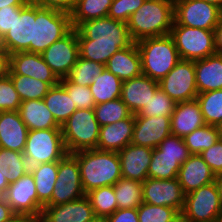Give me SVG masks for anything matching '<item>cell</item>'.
<instances>
[{"label": "cell", "instance_id": "obj_1", "mask_svg": "<svg viewBox=\"0 0 222 222\" xmlns=\"http://www.w3.org/2000/svg\"><path fill=\"white\" fill-rule=\"evenodd\" d=\"M76 29L79 56L103 65L113 54L133 43L127 23L109 16L85 21Z\"/></svg>", "mask_w": 222, "mask_h": 222}, {"label": "cell", "instance_id": "obj_2", "mask_svg": "<svg viewBox=\"0 0 222 222\" xmlns=\"http://www.w3.org/2000/svg\"><path fill=\"white\" fill-rule=\"evenodd\" d=\"M73 155L79 164L85 194L103 186H113L122 178L118 152L91 149Z\"/></svg>", "mask_w": 222, "mask_h": 222}, {"label": "cell", "instance_id": "obj_3", "mask_svg": "<svg viewBox=\"0 0 222 222\" xmlns=\"http://www.w3.org/2000/svg\"><path fill=\"white\" fill-rule=\"evenodd\" d=\"M174 22V2L145 0L128 22L129 35L133 42L170 34Z\"/></svg>", "mask_w": 222, "mask_h": 222}, {"label": "cell", "instance_id": "obj_4", "mask_svg": "<svg viewBox=\"0 0 222 222\" xmlns=\"http://www.w3.org/2000/svg\"><path fill=\"white\" fill-rule=\"evenodd\" d=\"M136 44L141 57L142 74L158 82L181 59L170 34L145 38Z\"/></svg>", "mask_w": 222, "mask_h": 222}, {"label": "cell", "instance_id": "obj_5", "mask_svg": "<svg viewBox=\"0 0 222 222\" xmlns=\"http://www.w3.org/2000/svg\"><path fill=\"white\" fill-rule=\"evenodd\" d=\"M72 29L69 13L44 8L33 1V42H31V53L41 54Z\"/></svg>", "mask_w": 222, "mask_h": 222}, {"label": "cell", "instance_id": "obj_6", "mask_svg": "<svg viewBox=\"0 0 222 222\" xmlns=\"http://www.w3.org/2000/svg\"><path fill=\"white\" fill-rule=\"evenodd\" d=\"M67 153L97 148L100 125L94 109H77L61 126Z\"/></svg>", "mask_w": 222, "mask_h": 222}, {"label": "cell", "instance_id": "obj_7", "mask_svg": "<svg viewBox=\"0 0 222 222\" xmlns=\"http://www.w3.org/2000/svg\"><path fill=\"white\" fill-rule=\"evenodd\" d=\"M23 154L29 167L61 160L67 154L61 128L29 130Z\"/></svg>", "mask_w": 222, "mask_h": 222}, {"label": "cell", "instance_id": "obj_8", "mask_svg": "<svg viewBox=\"0 0 222 222\" xmlns=\"http://www.w3.org/2000/svg\"><path fill=\"white\" fill-rule=\"evenodd\" d=\"M181 216L186 222H222V200L216 183L186 194Z\"/></svg>", "mask_w": 222, "mask_h": 222}, {"label": "cell", "instance_id": "obj_9", "mask_svg": "<svg viewBox=\"0 0 222 222\" xmlns=\"http://www.w3.org/2000/svg\"><path fill=\"white\" fill-rule=\"evenodd\" d=\"M170 35L183 60L195 61L216 53L213 30L172 25Z\"/></svg>", "mask_w": 222, "mask_h": 222}, {"label": "cell", "instance_id": "obj_10", "mask_svg": "<svg viewBox=\"0 0 222 222\" xmlns=\"http://www.w3.org/2000/svg\"><path fill=\"white\" fill-rule=\"evenodd\" d=\"M51 200L45 206H57L84 197L77 158L67 153L58 161V174Z\"/></svg>", "mask_w": 222, "mask_h": 222}, {"label": "cell", "instance_id": "obj_11", "mask_svg": "<svg viewBox=\"0 0 222 222\" xmlns=\"http://www.w3.org/2000/svg\"><path fill=\"white\" fill-rule=\"evenodd\" d=\"M222 10L204 0H175L173 25L214 30Z\"/></svg>", "mask_w": 222, "mask_h": 222}, {"label": "cell", "instance_id": "obj_12", "mask_svg": "<svg viewBox=\"0 0 222 222\" xmlns=\"http://www.w3.org/2000/svg\"><path fill=\"white\" fill-rule=\"evenodd\" d=\"M158 83L160 89L176 103L196 99L199 93L195 80V61L180 59Z\"/></svg>", "mask_w": 222, "mask_h": 222}, {"label": "cell", "instance_id": "obj_13", "mask_svg": "<svg viewBox=\"0 0 222 222\" xmlns=\"http://www.w3.org/2000/svg\"><path fill=\"white\" fill-rule=\"evenodd\" d=\"M15 214L29 219H40L43 208L38 204L34 177L30 171L17 181L9 183L3 195Z\"/></svg>", "mask_w": 222, "mask_h": 222}, {"label": "cell", "instance_id": "obj_14", "mask_svg": "<svg viewBox=\"0 0 222 222\" xmlns=\"http://www.w3.org/2000/svg\"><path fill=\"white\" fill-rule=\"evenodd\" d=\"M41 55L59 79L66 78L79 57L77 29L73 28L62 39L51 44Z\"/></svg>", "mask_w": 222, "mask_h": 222}, {"label": "cell", "instance_id": "obj_15", "mask_svg": "<svg viewBox=\"0 0 222 222\" xmlns=\"http://www.w3.org/2000/svg\"><path fill=\"white\" fill-rule=\"evenodd\" d=\"M143 202L155 206H168L180 213L184 207L185 194L178 178H147L142 183Z\"/></svg>", "mask_w": 222, "mask_h": 222}, {"label": "cell", "instance_id": "obj_16", "mask_svg": "<svg viewBox=\"0 0 222 222\" xmlns=\"http://www.w3.org/2000/svg\"><path fill=\"white\" fill-rule=\"evenodd\" d=\"M31 42H33V0L21 6L20 11H15L14 23L0 40V46L10 55L16 52H31Z\"/></svg>", "mask_w": 222, "mask_h": 222}, {"label": "cell", "instance_id": "obj_17", "mask_svg": "<svg viewBox=\"0 0 222 222\" xmlns=\"http://www.w3.org/2000/svg\"><path fill=\"white\" fill-rule=\"evenodd\" d=\"M171 116H140L135 114V126L132 144L156 148L166 137L171 135Z\"/></svg>", "mask_w": 222, "mask_h": 222}, {"label": "cell", "instance_id": "obj_18", "mask_svg": "<svg viewBox=\"0 0 222 222\" xmlns=\"http://www.w3.org/2000/svg\"><path fill=\"white\" fill-rule=\"evenodd\" d=\"M8 74H21L43 82H60L39 53L16 52L10 54Z\"/></svg>", "mask_w": 222, "mask_h": 222}, {"label": "cell", "instance_id": "obj_19", "mask_svg": "<svg viewBox=\"0 0 222 222\" xmlns=\"http://www.w3.org/2000/svg\"><path fill=\"white\" fill-rule=\"evenodd\" d=\"M153 149L132 143L118 152L122 178L144 182L148 178V169Z\"/></svg>", "mask_w": 222, "mask_h": 222}, {"label": "cell", "instance_id": "obj_20", "mask_svg": "<svg viewBox=\"0 0 222 222\" xmlns=\"http://www.w3.org/2000/svg\"><path fill=\"white\" fill-rule=\"evenodd\" d=\"M95 217L89 198L84 197L57 206H44L43 222H89Z\"/></svg>", "mask_w": 222, "mask_h": 222}, {"label": "cell", "instance_id": "obj_21", "mask_svg": "<svg viewBox=\"0 0 222 222\" xmlns=\"http://www.w3.org/2000/svg\"><path fill=\"white\" fill-rule=\"evenodd\" d=\"M158 88V81L141 74L123 81L120 99L135 115L143 109Z\"/></svg>", "mask_w": 222, "mask_h": 222}, {"label": "cell", "instance_id": "obj_22", "mask_svg": "<svg viewBox=\"0 0 222 222\" xmlns=\"http://www.w3.org/2000/svg\"><path fill=\"white\" fill-rule=\"evenodd\" d=\"M177 178L186 195L202 186L213 183L215 174L199 154H191L181 165Z\"/></svg>", "mask_w": 222, "mask_h": 222}, {"label": "cell", "instance_id": "obj_23", "mask_svg": "<svg viewBox=\"0 0 222 222\" xmlns=\"http://www.w3.org/2000/svg\"><path fill=\"white\" fill-rule=\"evenodd\" d=\"M134 126V114L116 123L101 126L96 149L119 152L132 142Z\"/></svg>", "mask_w": 222, "mask_h": 222}, {"label": "cell", "instance_id": "obj_24", "mask_svg": "<svg viewBox=\"0 0 222 222\" xmlns=\"http://www.w3.org/2000/svg\"><path fill=\"white\" fill-rule=\"evenodd\" d=\"M206 125L197 99L178 102L170 117L171 134L181 138Z\"/></svg>", "mask_w": 222, "mask_h": 222}, {"label": "cell", "instance_id": "obj_25", "mask_svg": "<svg viewBox=\"0 0 222 222\" xmlns=\"http://www.w3.org/2000/svg\"><path fill=\"white\" fill-rule=\"evenodd\" d=\"M28 131L18 111L0 112V147L23 152Z\"/></svg>", "mask_w": 222, "mask_h": 222}, {"label": "cell", "instance_id": "obj_26", "mask_svg": "<svg viewBox=\"0 0 222 222\" xmlns=\"http://www.w3.org/2000/svg\"><path fill=\"white\" fill-rule=\"evenodd\" d=\"M195 80L198 93L222 89V54L195 60Z\"/></svg>", "mask_w": 222, "mask_h": 222}, {"label": "cell", "instance_id": "obj_27", "mask_svg": "<svg viewBox=\"0 0 222 222\" xmlns=\"http://www.w3.org/2000/svg\"><path fill=\"white\" fill-rule=\"evenodd\" d=\"M105 67L121 81L140 76L142 74L141 57L136 42L113 54Z\"/></svg>", "mask_w": 222, "mask_h": 222}, {"label": "cell", "instance_id": "obj_28", "mask_svg": "<svg viewBox=\"0 0 222 222\" xmlns=\"http://www.w3.org/2000/svg\"><path fill=\"white\" fill-rule=\"evenodd\" d=\"M18 112L28 130L61 128L43 99L22 101Z\"/></svg>", "mask_w": 222, "mask_h": 222}, {"label": "cell", "instance_id": "obj_29", "mask_svg": "<svg viewBox=\"0 0 222 222\" xmlns=\"http://www.w3.org/2000/svg\"><path fill=\"white\" fill-rule=\"evenodd\" d=\"M29 171L34 177L38 204L44 208L51 200L54 185L57 181L58 161L31 166Z\"/></svg>", "mask_w": 222, "mask_h": 222}, {"label": "cell", "instance_id": "obj_30", "mask_svg": "<svg viewBox=\"0 0 222 222\" xmlns=\"http://www.w3.org/2000/svg\"><path fill=\"white\" fill-rule=\"evenodd\" d=\"M43 100L60 126L77 110L72 98L60 82L50 88Z\"/></svg>", "mask_w": 222, "mask_h": 222}, {"label": "cell", "instance_id": "obj_31", "mask_svg": "<svg viewBox=\"0 0 222 222\" xmlns=\"http://www.w3.org/2000/svg\"><path fill=\"white\" fill-rule=\"evenodd\" d=\"M123 81L111 73L106 67L90 84L95 104L120 98Z\"/></svg>", "mask_w": 222, "mask_h": 222}, {"label": "cell", "instance_id": "obj_32", "mask_svg": "<svg viewBox=\"0 0 222 222\" xmlns=\"http://www.w3.org/2000/svg\"><path fill=\"white\" fill-rule=\"evenodd\" d=\"M113 0H76L70 13L71 25L77 28L81 23L106 17Z\"/></svg>", "mask_w": 222, "mask_h": 222}, {"label": "cell", "instance_id": "obj_33", "mask_svg": "<svg viewBox=\"0 0 222 222\" xmlns=\"http://www.w3.org/2000/svg\"><path fill=\"white\" fill-rule=\"evenodd\" d=\"M21 101L42 100L50 88L59 82H43L21 74H8Z\"/></svg>", "mask_w": 222, "mask_h": 222}, {"label": "cell", "instance_id": "obj_34", "mask_svg": "<svg viewBox=\"0 0 222 222\" xmlns=\"http://www.w3.org/2000/svg\"><path fill=\"white\" fill-rule=\"evenodd\" d=\"M113 188L118 209L138 208L143 203L142 182L120 178Z\"/></svg>", "mask_w": 222, "mask_h": 222}, {"label": "cell", "instance_id": "obj_35", "mask_svg": "<svg viewBox=\"0 0 222 222\" xmlns=\"http://www.w3.org/2000/svg\"><path fill=\"white\" fill-rule=\"evenodd\" d=\"M180 167L181 157L162 156V152L154 148L148 169V177L174 179L177 177Z\"/></svg>", "mask_w": 222, "mask_h": 222}, {"label": "cell", "instance_id": "obj_36", "mask_svg": "<svg viewBox=\"0 0 222 222\" xmlns=\"http://www.w3.org/2000/svg\"><path fill=\"white\" fill-rule=\"evenodd\" d=\"M220 138L219 127L206 124L183 137V140L190 154H200L213 146Z\"/></svg>", "mask_w": 222, "mask_h": 222}, {"label": "cell", "instance_id": "obj_37", "mask_svg": "<svg viewBox=\"0 0 222 222\" xmlns=\"http://www.w3.org/2000/svg\"><path fill=\"white\" fill-rule=\"evenodd\" d=\"M207 125L222 123V89L199 93L196 97Z\"/></svg>", "mask_w": 222, "mask_h": 222}, {"label": "cell", "instance_id": "obj_38", "mask_svg": "<svg viewBox=\"0 0 222 222\" xmlns=\"http://www.w3.org/2000/svg\"><path fill=\"white\" fill-rule=\"evenodd\" d=\"M93 109L100 127L116 123L133 114L120 98L97 104Z\"/></svg>", "mask_w": 222, "mask_h": 222}, {"label": "cell", "instance_id": "obj_39", "mask_svg": "<svg viewBox=\"0 0 222 222\" xmlns=\"http://www.w3.org/2000/svg\"><path fill=\"white\" fill-rule=\"evenodd\" d=\"M91 202L95 216L107 217L118 209L113 186H103L86 194Z\"/></svg>", "mask_w": 222, "mask_h": 222}, {"label": "cell", "instance_id": "obj_40", "mask_svg": "<svg viewBox=\"0 0 222 222\" xmlns=\"http://www.w3.org/2000/svg\"><path fill=\"white\" fill-rule=\"evenodd\" d=\"M105 65L78 57L76 64L66 77L71 83L82 86H90L93 79L101 74Z\"/></svg>", "mask_w": 222, "mask_h": 222}, {"label": "cell", "instance_id": "obj_41", "mask_svg": "<svg viewBox=\"0 0 222 222\" xmlns=\"http://www.w3.org/2000/svg\"><path fill=\"white\" fill-rule=\"evenodd\" d=\"M0 168L8 169V182L17 181L29 171V165L23 152L0 147Z\"/></svg>", "mask_w": 222, "mask_h": 222}, {"label": "cell", "instance_id": "obj_42", "mask_svg": "<svg viewBox=\"0 0 222 222\" xmlns=\"http://www.w3.org/2000/svg\"><path fill=\"white\" fill-rule=\"evenodd\" d=\"M176 104L177 103L159 87L138 115L148 117L171 116Z\"/></svg>", "mask_w": 222, "mask_h": 222}, {"label": "cell", "instance_id": "obj_43", "mask_svg": "<svg viewBox=\"0 0 222 222\" xmlns=\"http://www.w3.org/2000/svg\"><path fill=\"white\" fill-rule=\"evenodd\" d=\"M139 222H173L181 213L168 206H155L142 203L137 208Z\"/></svg>", "mask_w": 222, "mask_h": 222}, {"label": "cell", "instance_id": "obj_44", "mask_svg": "<svg viewBox=\"0 0 222 222\" xmlns=\"http://www.w3.org/2000/svg\"><path fill=\"white\" fill-rule=\"evenodd\" d=\"M60 83L65 87L77 109H93L95 101L89 86L71 83L67 78H61Z\"/></svg>", "mask_w": 222, "mask_h": 222}, {"label": "cell", "instance_id": "obj_45", "mask_svg": "<svg viewBox=\"0 0 222 222\" xmlns=\"http://www.w3.org/2000/svg\"><path fill=\"white\" fill-rule=\"evenodd\" d=\"M22 103L11 78L7 75L0 79V112L18 111Z\"/></svg>", "mask_w": 222, "mask_h": 222}, {"label": "cell", "instance_id": "obj_46", "mask_svg": "<svg viewBox=\"0 0 222 222\" xmlns=\"http://www.w3.org/2000/svg\"><path fill=\"white\" fill-rule=\"evenodd\" d=\"M162 156L181 157V165L191 155L183 138L176 135H169L157 147Z\"/></svg>", "mask_w": 222, "mask_h": 222}, {"label": "cell", "instance_id": "obj_47", "mask_svg": "<svg viewBox=\"0 0 222 222\" xmlns=\"http://www.w3.org/2000/svg\"><path fill=\"white\" fill-rule=\"evenodd\" d=\"M144 2L145 0H113L107 16L127 23L130 16L136 12Z\"/></svg>", "mask_w": 222, "mask_h": 222}, {"label": "cell", "instance_id": "obj_48", "mask_svg": "<svg viewBox=\"0 0 222 222\" xmlns=\"http://www.w3.org/2000/svg\"><path fill=\"white\" fill-rule=\"evenodd\" d=\"M199 155L215 175L222 173V138L213 146L203 150Z\"/></svg>", "mask_w": 222, "mask_h": 222}, {"label": "cell", "instance_id": "obj_49", "mask_svg": "<svg viewBox=\"0 0 222 222\" xmlns=\"http://www.w3.org/2000/svg\"><path fill=\"white\" fill-rule=\"evenodd\" d=\"M21 6H7L0 9V40L12 27L15 20V11H20Z\"/></svg>", "mask_w": 222, "mask_h": 222}, {"label": "cell", "instance_id": "obj_50", "mask_svg": "<svg viewBox=\"0 0 222 222\" xmlns=\"http://www.w3.org/2000/svg\"><path fill=\"white\" fill-rule=\"evenodd\" d=\"M39 6L49 9H55L61 12L71 13L76 0H33Z\"/></svg>", "mask_w": 222, "mask_h": 222}, {"label": "cell", "instance_id": "obj_51", "mask_svg": "<svg viewBox=\"0 0 222 222\" xmlns=\"http://www.w3.org/2000/svg\"><path fill=\"white\" fill-rule=\"evenodd\" d=\"M106 218L108 222H139L137 208L117 209Z\"/></svg>", "mask_w": 222, "mask_h": 222}, {"label": "cell", "instance_id": "obj_52", "mask_svg": "<svg viewBox=\"0 0 222 222\" xmlns=\"http://www.w3.org/2000/svg\"><path fill=\"white\" fill-rule=\"evenodd\" d=\"M9 71V54L0 46V79L7 76Z\"/></svg>", "mask_w": 222, "mask_h": 222}, {"label": "cell", "instance_id": "obj_53", "mask_svg": "<svg viewBox=\"0 0 222 222\" xmlns=\"http://www.w3.org/2000/svg\"><path fill=\"white\" fill-rule=\"evenodd\" d=\"M215 50L217 54H222V14L218 24L214 28Z\"/></svg>", "mask_w": 222, "mask_h": 222}, {"label": "cell", "instance_id": "obj_54", "mask_svg": "<svg viewBox=\"0 0 222 222\" xmlns=\"http://www.w3.org/2000/svg\"><path fill=\"white\" fill-rule=\"evenodd\" d=\"M15 215L10 205L5 201L4 197H0V222L9 220Z\"/></svg>", "mask_w": 222, "mask_h": 222}, {"label": "cell", "instance_id": "obj_55", "mask_svg": "<svg viewBox=\"0 0 222 222\" xmlns=\"http://www.w3.org/2000/svg\"><path fill=\"white\" fill-rule=\"evenodd\" d=\"M9 186L8 169L0 168V194L3 196Z\"/></svg>", "mask_w": 222, "mask_h": 222}, {"label": "cell", "instance_id": "obj_56", "mask_svg": "<svg viewBox=\"0 0 222 222\" xmlns=\"http://www.w3.org/2000/svg\"><path fill=\"white\" fill-rule=\"evenodd\" d=\"M30 0H0V9L7 6H25Z\"/></svg>", "mask_w": 222, "mask_h": 222}, {"label": "cell", "instance_id": "obj_57", "mask_svg": "<svg viewBox=\"0 0 222 222\" xmlns=\"http://www.w3.org/2000/svg\"><path fill=\"white\" fill-rule=\"evenodd\" d=\"M222 200V173L215 175V181Z\"/></svg>", "mask_w": 222, "mask_h": 222}, {"label": "cell", "instance_id": "obj_58", "mask_svg": "<svg viewBox=\"0 0 222 222\" xmlns=\"http://www.w3.org/2000/svg\"><path fill=\"white\" fill-rule=\"evenodd\" d=\"M4 222H28V219L25 216L15 214L12 218Z\"/></svg>", "mask_w": 222, "mask_h": 222}, {"label": "cell", "instance_id": "obj_59", "mask_svg": "<svg viewBox=\"0 0 222 222\" xmlns=\"http://www.w3.org/2000/svg\"><path fill=\"white\" fill-rule=\"evenodd\" d=\"M204 1L216 5L222 10V0H204Z\"/></svg>", "mask_w": 222, "mask_h": 222}, {"label": "cell", "instance_id": "obj_60", "mask_svg": "<svg viewBox=\"0 0 222 222\" xmlns=\"http://www.w3.org/2000/svg\"><path fill=\"white\" fill-rule=\"evenodd\" d=\"M89 222H108L106 217H100V216H95L92 220Z\"/></svg>", "mask_w": 222, "mask_h": 222}, {"label": "cell", "instance_id": "obj_61", "mask_svg": "<svg viewBox=\"0 0 222 222\" xmlns=\"http://www.w3.org/2000/svg\"><path fill=\"white\" fill-rule=\"evenodd\" d=\"M173 222H186L184 218L180 215L177 219H175Z\"/></svg>", "mask_w": 222, "mask_h": 222}, {"label": "cell", "instance_id": "obj_62", "mask_svg": "<svg viewBox=\"0 0 222 222\" xmlns=\"http://www.w3.org/2000/svg\"><path fill=\"white\" fill-rule=\"evenodd\" d=\"M28 222H43L41 219H29Z\"/></svg>", "mask_w": 222, "mask_h": 222}, {"label": "cell", "instance_id": "obj_63", "mask_svg": "<svg viewBox=\"0 0 222 222\" xmlns=\"http://www.w3.org/2000/svg\"><path fill=\"white\" fill-rule=\"evenodd\" d=\"M154 1H161V2H174L175 0H154Z\"/></svg>", "mask_w": 222, "mask_h": 222}, {"label": "cell", "instance_id": "obj_64", "mask_svg": "<svg viewBox=\"0 0 222 222\" xmlns=\"http://www.w3.org/2000/svg\"><path fill=\"white\" fill-rule=\"evenodd\" d=\"M218 127H219L220 136L222 137V123Z\"/></svg>", "mask_w": 222, "mask_h": 222}]
</instances>
